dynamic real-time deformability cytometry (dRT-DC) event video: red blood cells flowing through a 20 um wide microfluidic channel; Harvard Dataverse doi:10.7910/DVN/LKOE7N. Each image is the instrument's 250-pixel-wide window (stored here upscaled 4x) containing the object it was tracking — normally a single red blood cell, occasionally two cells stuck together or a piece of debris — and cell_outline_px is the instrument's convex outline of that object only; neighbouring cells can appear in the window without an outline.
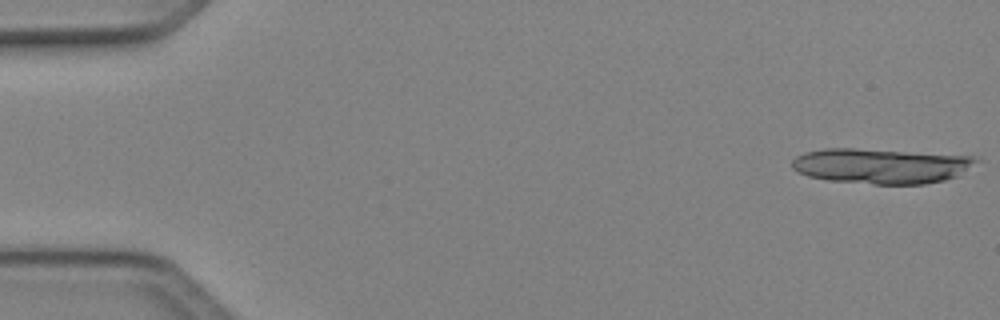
{"species": "Egyptian fruit bat (a non-hibernating species)", "species_latin": "Rousettus aegyptiacus", "temperature_condition": "cold", "stored_images_in_passage": 13, "camera_frame_rate_fps": 3000, "um_per_image_px": 0.085, "animal": {"sex": "female"}, "frame": {"image": 1, "passage_image": 1, "time_ms": 0.0, "image_size_px": [1000, 320], "cell_outline_px": [[980, 160], [956, 176], [944, 180], [924, 184], [872, 184], [828, 180], [808, 176], [792, 168], [792, 160], [796, 156], [804, 152], [828, 148], [856, 148], [976, 156]], "centroid_in_image_um": [74.88, 14.09], "position_along_channel_um": 10.1, "area_um2": 37.69}}